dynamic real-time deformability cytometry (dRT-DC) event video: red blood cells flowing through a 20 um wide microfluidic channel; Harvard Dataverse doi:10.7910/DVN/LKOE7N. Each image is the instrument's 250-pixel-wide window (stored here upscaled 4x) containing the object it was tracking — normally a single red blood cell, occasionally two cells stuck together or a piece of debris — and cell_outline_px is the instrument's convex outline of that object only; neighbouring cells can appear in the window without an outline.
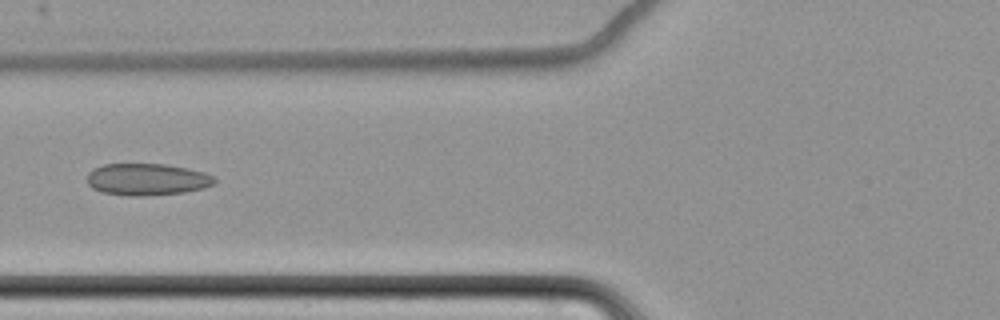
{"species": "common noctule bat (a hibernating species)", "species_latin": "Nyctalus noctula", "temperature_condition": "cold", "stored_images_in_passage": 9, "camera_frame_rate_fps": 3000, "um_per_image_px": 0.085, "animal": {"sex": "female", "body_mass_g": 22.7, "forearm_length_mm": 54.2}, "frame": {"image": 1, "passage_image": 8, "time_ms": 8.667, "image_size_px": [1000, 320], "cell_outline_px": [[216, 184], [204, 188], [184, 192], [144, 196], [132, 196], [100, 192], [92, 188], [88, 184], [88, 172], [92, 168], [104, 164], [164, 164], [188, 168], [204, 172], [212, 176], [216, 180]], "centroid_in_image_um": [12.49, 15.25], "position_along_channel_um": 113.3, "area_um2": 23.81}}
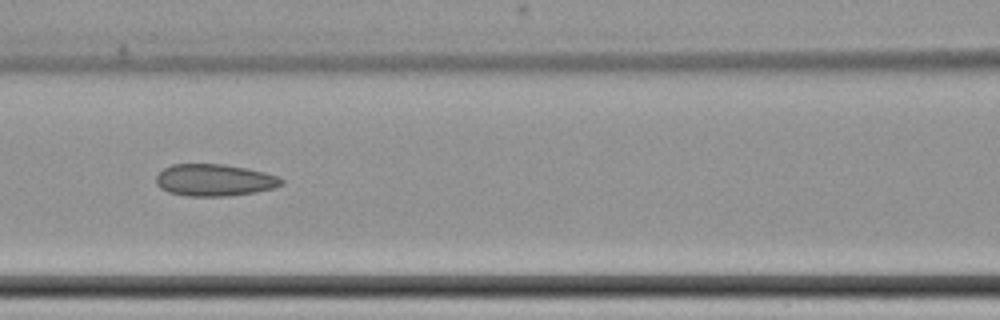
{"frame": {"image": 2, "passage_image": 9, "time_ms": 9.667, "image_size_px": [1000, 320], "cell_outline_px": [[284, 184], [272, 188], [256, 192], [228, 196], [188, 196], [168, 192], [160, 188], [156, 184], [156, 176], [164, 168], [172, 164], [224, 164], [248, 168], [264, 172], [276, 176], [284, 180]], "centroid_in_image_um": [18.22, 15.31], "position_along_channel_um": 148.4, "area_um2": 23.41}}